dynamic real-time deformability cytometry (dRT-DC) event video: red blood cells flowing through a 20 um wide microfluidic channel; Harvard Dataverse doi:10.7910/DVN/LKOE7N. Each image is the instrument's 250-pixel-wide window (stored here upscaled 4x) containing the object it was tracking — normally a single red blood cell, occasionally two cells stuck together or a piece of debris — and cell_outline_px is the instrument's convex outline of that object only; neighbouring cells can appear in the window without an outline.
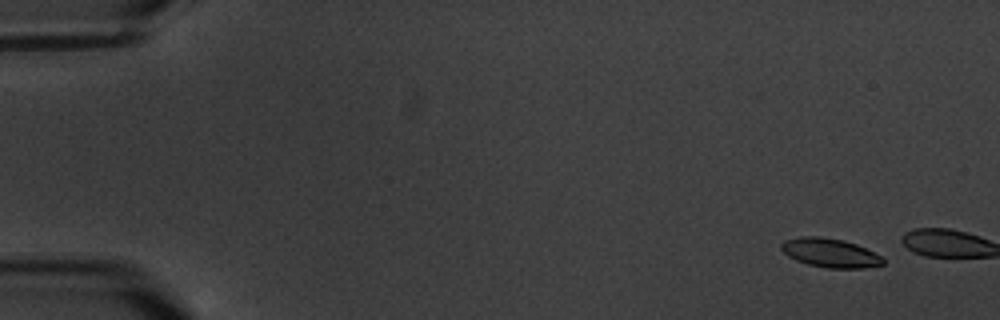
{"species": "common noctule bat (a hibernating species)", "species_latin": "Nyctalus noctula", "temperature_condition": "warm", "stored_images_in_passage": 4, "camera_frame_rate_fps": 3000, "um_per_image_px": 0.085, "animal": {"sex": "male", "body_mass_g": 20.1, "forearm_length_mm": 53.5}, "frame": {"image": 1, "passage_image": 2, "time_ms": 1.0, "image_size_px": [1000, 320], "cell_outline_px": [[884, 264], [864, 268], [828, 268], [808, 264], [796, 260], [788, 256], [780, 248], [780, 244], [784, 240], [800, 236], [820, 236], [844, 240], [856, 244], [880, 256], [884, 260]], "centroid_in_image_um": [70.52, 21.48], "position_along_channel_um": 14.5, "area_um2": 17.11}}